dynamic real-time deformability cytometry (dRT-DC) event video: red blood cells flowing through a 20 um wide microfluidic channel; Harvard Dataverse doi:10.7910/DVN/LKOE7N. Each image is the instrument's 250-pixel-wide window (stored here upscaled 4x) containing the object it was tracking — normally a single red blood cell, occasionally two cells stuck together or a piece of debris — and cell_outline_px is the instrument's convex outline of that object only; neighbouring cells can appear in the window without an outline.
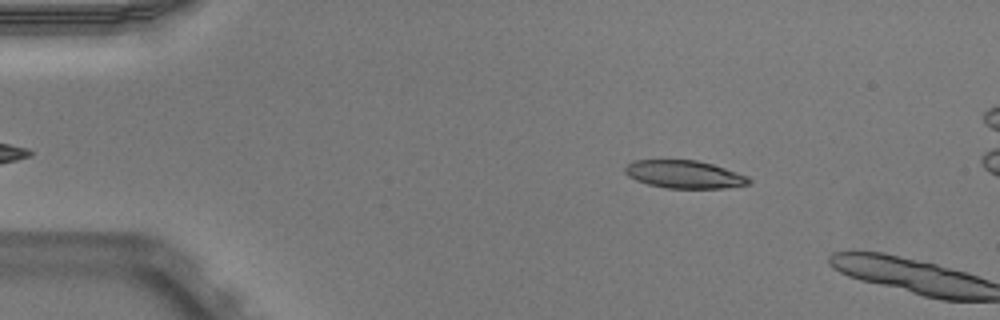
{"species": "Egyptian fruit bat (a non-hibernating species)", "species_latin": "Rousettus aegyptiacus", "temperature_condition": "warm", "stored_images_in_passage": 6, "camera_frame_rate_fps": 3000, "um_per_image_px": 0.085, "animal": {"sex": "male"}, "frame": {"image": 1, "passage_image": 4, "time_ms": 1.0, "image_size_px": [1000, 320], "cell_outline_px": [[752, 184], [724, 188], [668, 188], [648, 184], [636, 180], [628, 176], [624, 172], [624, 168], [632, 160], [696, 160], [712, 164], [748, 176], [752, 180]], "centroid_in_image_um": [58.18, 14.82], "position_along_channel_um": 26.8, "area_um2": 20.11}}